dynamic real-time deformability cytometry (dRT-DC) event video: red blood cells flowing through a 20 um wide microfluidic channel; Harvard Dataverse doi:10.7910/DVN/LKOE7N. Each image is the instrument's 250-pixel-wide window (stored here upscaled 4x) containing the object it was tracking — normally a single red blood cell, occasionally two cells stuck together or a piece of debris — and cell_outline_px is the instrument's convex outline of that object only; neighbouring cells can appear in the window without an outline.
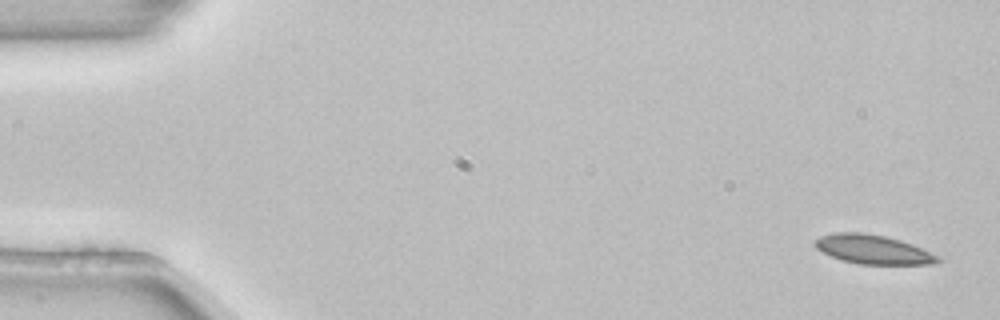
{"species": "common noctule bat (a hibernating species)", "species_latin": "Nyctalus noctula", "temperature_condition": "room temperature", "stored_images_in_passage": 6, "camera_frame_rate_fps": 3000, "um_per_image_px": 0.085, "animal": {"sex": "female", "body_mass_g": 22.7, "forearm_length_mm": 54.2}, "frame": {"image": 1, "passage_image": 1, "time_ms": 0.0, "image_size_px": [1000, 320], "cell_outline_px": [[940, 260], [936, 264], [860, 264], [844, 260], [832, 256], [816, 248], [816, 240], [820, 236], [836, 232], [860, 232], [884, 236], [900, 240], [912, 244], [936, 256]], "centroid_in_image_um": [74.19, 21.2], "position_along_channel_um": 10.8, "area_um2": 20.29}}
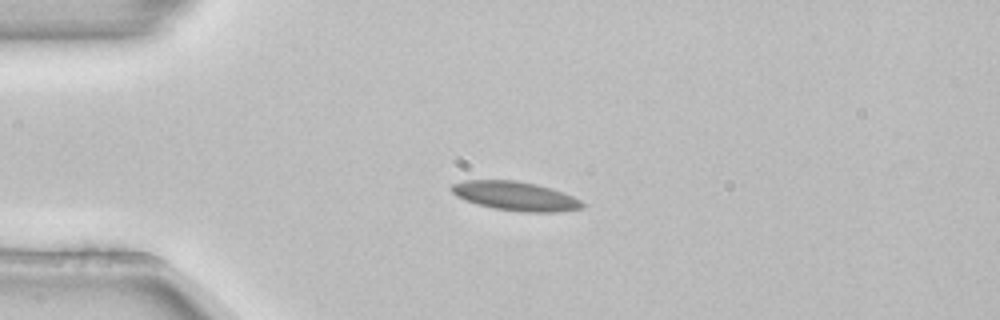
{"frame": {"image": 2, "passage_image": 4, "time_ms": 1.0, "image_size_px": [1000, 320], "cell_outline_px": [[584, 208], [560, 212], [524, 212], [492, 208], [456, 196], [448, 188], [452, 184], [464, 180], [516, 180], [536, 184], [552, 188], [572, 196], [580, 200], [584, 204]], "centroid_in_image_um": [43.82, 16.66], "position_along_channel_um": 41.2, "area_um2": 22.14}}